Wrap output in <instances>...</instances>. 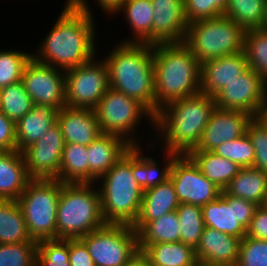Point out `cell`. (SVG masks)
Returning <instances> with one entry per match:
<instances>
[{"instance_id": "cell-1", "label": "cell", "mask_w": 267, "mask_h": 266, "mask_svg": "<svg viewBox=\"0 0 267 266\" xmlns=\"http://www.w3.org/2000/svg\"><path fill=\"white\" fill-rule=\"evenodd\" d=\"M86 2L66 1L52 30L43 40L38 55H32L35 60L66 71L96 56V25Z\"/></svg>"}, {"instance_id": "cell-2", "label": "cell", "mask_w": 267, "mask_h": 266, "mask_svg": "<svg viewBox=\"0 0 267 266\" xmlns=\"http://www.w3.org/2000/svg\"><path fill=\"white\" fill-rule=\"evenodd\" d=\"M215 108V99L202 92L161 107L153 126L163 134L164 152L188 155L195 150Z\"/></svg>"}, {"instance_id": "cell-3", "label": "cell", "mask_w": 267, "mask_h": 266, "mask_svg": "<svg viewBox=\"0 0 267 266\" xmlns=\"http://www.w3.org/2000/svg\"><path fill=\"white\" fill-rule=\"evenodd\" d=\"M105 58L110 88L137 100L154 117L153 45L121 42Z\"/></svg>"}, {"instance_id": "cell-4", "label": "cell", "mask_w": 267, "mask_h": 266, "mask_svg": "<svg viewBox=\"0 0 267 266\" xmlns=\"http://www.w3.org/2000/svg\"><path fill=\"white\" fill-rule=\"evenodd\" d=\"M156 114L169 102L201 92V64L184 42L153 45Z\"/></svg>"}, {"instance_id": "cell-5", "label": "cell", "mask_w": 267, "mask_h": 266, "mask_svg": "<svg viewBox=\"0 0 267 266\" xmlns=\"http://www.w3.org/2000/svg\"><path fill=\"white\" fill-rule=\"evenodd\" d=\"M92 187V183H62L56 239H80L106 225L100 192Z\"/></svg>"}, {"instance_id": "cell-6", "label": "cell", "mask_w": 267, "mask_h": 266, "mask_svg": "<svg viewBox=\"0 0 267 266\" xmlns=\"http://www.w3.org/2000/svg\"><path fill=\"white\" fill-rule=\"evenodd\" d=\"M99 179L102 180L98 190L106 224L132 226L144 193L132 172V147Z\"/></svg>"}, {"instance_id": "cell-7", "label": "cell", "mask_w": 267, "mask_h": 266, "mask_svg": "<svg viewBox=\"0 0 267 266\" xmlns=\"http://www.w3.org/2000/svg\"><path fill=\"white\" fill-rule=\"evenodd\" d=\"M245 31L225 15L188 24L184 43L200 64L243 51Z\"/></svg>"}, {"instance_id": "cell-8", "label": "cell", "mask_w": 267, "mask_h": 266, "mask_svg": "<svg viewBox=\"0 0 267 266\" xmlns=\"http://www.w3.org/2000/svg\"><path fill=\"white\" fill-rule=\"evenodd\" d=\"M61 188L62 182L56 179H32L17 199L33 241L56 239Z\"/></svg>"}, {"instance_id": "cell-9", "label": "cell", "mask_w": 267, "mask_h": 266, "mask_svg": "<svg viewBox=\"0 0 267 266\" xmlns=\"http://www.w3.org/2000/svg\"><path fill=\"white\" fill-rule=\"evenodd\" d=\"M94 111L102 133L120 136L132 146H140L133 137L135 135L131 134H134L140 118L148 116L154 123V117L142 104L112 88L104 94Z\"/></svg>"}, {"instance_id": "cell-10", "label": "cell", "mask_w": 267, "mask_h": 266, "mask_svg": "<svg viewBox=\"0 0 267 266\" xmlns=\"http://www.w3.org/2000/svg\"><path fill=\"white\" fill-rule=\"evenodd\" d=\"M95 266H123L138 250L137 232L125 224H106L82 236Z\"/></svg>"}, {"instance_id": "cell-11", "label": "cell", "mask_w": 267, "mask_h": 266, "mask_svg": "<svg viewBox=\"0 0 267 266\" xmlns=\"http://www.w3.org/2000/svg\"><path fill=\"white\" fill-rule=\"evenodd\" d=\"M95 61L65 71L66 107L94 110L109 90L106 63Z\"/></svg>"}, {"instance_id": "cell-12", "label": "cell", "mask_w": 267, "mask_h": 266, "mask_svg": "<svg viewBox=\"0 0 267 266\" xmlns=\"http://www.w3.org/2000/svg\"><path fill=\"white\" fill-rule=\"evenodd\" d=\"M258 206L252 201L230 196L222 190L220 196L201 208L206 227L242 240Z\"/></svg>"}, {"instance_id": "cell-13", "label": "cell", "mask_w": 267, "mask_h": 266, "mask_svg": "<svg viewBox=\"0 0 267 266\" xmlns=\"http://www.w3.org/2000/svg\"><path fill=\"white\" fill-rule=\"evenodd\" d=\"M21 81L34 104H47L57 110L66 107L65 71L31 57Z\"/></svg>"}, {"instance_id": "cell-14", "label": "cell", "mask_w": 267, "mask_h": 266, "mask_svg": "<svg viewBox=\"0 0 267 266\" xmlns=\"http://www.w3.org/2000/svg\"><path fill=\"white\" fill-rule=\"evenodd\" d=\"M169 179L180 204L202 207L215 200L222 191L200 172L188 155H178L174 159Z\"/></svg>"}, {"instance_id": "cell-15", "label": "cell", "mask_w": 267, "mask_h": 266, "mask_svg": "<svg viewBox=\"0 0 267 266\" xmlns=\"http://www.w3.org/2000/svg\"><path fill=\"white\" fill-rule=\"evenodd\" d=\"M267 98V83L248 68L226 85L215 97L216 108L242 111L255 116Z\"/></svg>"}, {"instance_id": "cell-16", "label": "cell", "mask_w": 267, "mask_h": 266, "mask_svg": "<svg viewBox=\"0 0 267 266\" xmlns=\"http://www.w3.org/2000/svg\"><path fill=\"white\" fill-rule=\"evenodd\" d=\"M64 145L61 128L56 122L22 152L29 176L32 179H56Z\"/></svg>"}, {"instance_id": "cell-17", "label": "cell", "mask_w": 267, "mask_h": 266, "mask_svg": "<svg viewBox=\"0 0 267 266\" xmlns=\"http://www.w3.org/2000/svg\"><path fill=\"white\" fill-rule=\"evenodd\" d=\"M253 118L250 113L215 108L193 151H213L220 144L243 136Z\"/></svg>"}, {"instance_id": "cell-18", "label": "cell", "mask_w": 267, "mask_h": 266, "mask_svg": "<svg viewBox=\"0 0 267 266\" xmlns=\"http://www.w3.org/2000/svg\"><path fill=\"white\" fill-rule=\"evenodd\" d=\"M154 16L152 45L184 42L188 23L183 0H150Z\"/></svg>"}, {"instance_id": "cell-19", "label": "cell", "mask_w": 267, "mask_h": 266, "mask_svg": "<svg viewBox=\"0 0 267 266\" xmlns=\"http://www.w3.org/2000/svg\"><path fill=\"white\" fill-rule=\"evenodd\" d=\"M241 239L209 227L204 228L195 248L198 264L204 266H236Z\"/></svg>"}, {"instance_id": "cell-20", "label": "cell", "mask_w": 267, "mask_h": 266, "mask_svg": "<svg viewBox=\"0 0 267 266\" xmlns=\"http://www.w3.org/2000/svg\"><path fill=\"white\" fill-rule=\"evenodd\" d=\"M248 68L243 51L205 61L201 64V92L214 98Z\"/></svg>"}, {"instance_id": "cell-21", "label": "cell", "mask_w": 267, "mask_h": 266, "mask_svg": "<svg viewBox=\"0 0 267 266\" xmlns=\"http://www.w3.org/2000/svg\"><path fill=\"white\" fill-rule=\"evenodd\" d=\"M57 123L65 143L88 146L103 134L93 109L63 107L58 110Z\"/></svg>"}, {"instance_id": "cell-22", "label": "cell", "mask_w": 267, "mask_h": 266, "mask_svg": "<svg viewBox=\"0 0 267 266\" xmlns=\"http://www.w3.org/2000/svg\"><path fill=\"white\" fill-rule=\"evenodd\" d=\"M132 147L120 136L103 133L87 148L89 164V183L96 184Z\"/></svg>"}, {"instance_id": "cell-23", "label": "cell", "mask_w": 267, "mask_h": 266, "mask_svg": "<svg viewBox=\"0 0 267 266\" xmlns=\"http://www.w3.org/2000/svg\"><path fill=\"white\" fill-rule=\"evenodd\" d=\"M180 205L170 179L158 186L144 190L138 216L133 229L138 232L146 223L175 211Z\"/></svg>"}, {"instance_id": "cell-24", "label": "cell", "mask_w": 267, "mask_h": 266, "mask_svg": "<svg viewBox=\"0 0 267 266\" xmlns=\"http://www.w3.org/2000/svg\"><path fill=\"white\" fill-rule=\"evenodd\" d=\"M58 110L47 104H34L31 110L15 123L17 150L23 152L33 145L57 122Z\"/></svg>"}, {"instance_id": "cell-25", "label": "cell", "mask_w": 267, "mask_h": 266, "mask_svg": "<svg viewBox=\"0 0 267 266\" xmlns=\"http://www.w3.org/2000/svg\"><path fill=\"white\" fill-rule=\"evenodd\" d=\"M31 180L21 152L0 151L1 200H17Z\"/></svg>"}, {"instance_id": "cell-26", "label": "cell", "mask_w": 267, "mask_h": 266, "mask_svg": "<svg viewBox=\"0 0 267 266\" xmlns=\"http://www.w3.org/2000/svg\"><path fill=\"white\" fill-rule=\"evenodd\" d=\"M224 191L230 196L252 201L257 205H265L267 173L254 167H243Z\"/></svg>"}, {"instance_id": "cell-27", "label": "cell", "mask_w": 267, "mask_h": 266, "mask_svg": "<svg viewBox=\"0 0 267 266\" xmlns=\"http://www.w3.org/2000/svg\"><path fill=\"white\" fill-rule=\"evenodd\" d=\"M188 156L200 172L220 190H224L241 169L237 163L218 156L213 151H191Z\"/></svg>"}, {"instance_id": "cell-28", "label": "cell", "mask_w": 267, "mask_h": 266, "mask_svg": "<svg viewBox=\"0 0 267 266\" xmlns=\"http://www.w3.org/2000/svg\"><path fill=\"white\" fill-rule=\"evenodd\" d=\"M139 146H132V172L137 183L143 190L158 186L170 178L172 164L178 154L164 152L168 163L159 171L156 160L150 156H143Z\"/></svg>"}, {"instance_id": "cell-29", "label": "cell", "mask_w": 267, "mask_h": 266, "mask_svg": "<svg viewBox=\"0 0 267 266\" xmlns=\"http://www.w3.org/2000/svg\"><path fill=\"white\" fill-rule=\"evenodd\" d=\"M142 252L149 265L157 266H197L195 249L182 242L156 243L147 245Z\"/></svg>"}, {"instance_id": "cell-30", "label": "cell", "mask_w": 267, "mask_h": 266, "mask_svg": "<svg viewBox=\"0 0 267 266\" xmlns=\"http://www.w3.org/2000/svg\"><path fill=\"white\" fill-rule=\"evenodd\" d=\"M153 6L150 0H124L115 12H125L127 21L135 33L131 41L126 39L125 43H146L152 45V22ZM119 11V12H118Z\"/></svg>"}, {"instance_id": "cell-31", "label": "cell", "mask_w": 267, "mask_h": 266, "mask_svg": "<svg viewBox=\"0 0 267 266\" xmlns=\"http://www.w3.org/2000/svg\"><path fill=\"white\" fill-rule=\"evenodd\" d=\"M35 242L28 234L17 200L0 199V244Z\"/></svg>"}, {"instance_id": "cell-32", "label": "cell", "mask_w": 267, "mask_h": 266, "mask_svg": "<svg viewBox=\"0 0 267 266\" xmlns=\"http://www.w3.org/2000/svg\"><path fill=\"white\" fill-rule=\"evenodd\" d=\"M137 240L139 251L149 244L180 242V224L176 210L146 223L137 232Z\"/></svg>"}, {"instance_id": "cell-33", "label": "cell", "mask_w": 267, "mask_h": 266, "mask_svg": "<svg viewBox=\"0 0 267 266\" xmlns=\"http://www.w3.org/2000/svg\"><path fill=\"white\" fill-rule=\"evenodd\" d=\"M62 183H89V164L86 146L65 143L59 175Z\"/></svg>"}, {"instance_id": "cell-34", "label": "cell", "mask_w": 267, "mask_h": 266, "mask_svg": "<svg viewBox=\"0 0 267 266\" xmlns=\"http://www.w3.org/2000/svg\"><path fill=\"white\" fill-rule=\"evenodd\" d=\"M266 0H228L224 15L244 31L261 29L264 25Z\"/></svg>"}, {"instance_id": "cell-35", "label": "cell", "mask_w": 267, "mask_h": 266, "mask_svg": "<svg viewBox=\"0 0 267 266\" xmlns=\"http://www.w3.org/2000/svg\"><path fill=\"white\" fill-rule=\"evenodd\" d=\"M243 52L248 67L257 72L267 83V29L245 31Z\"/></svg>"}, {"instance_id": "cell-36", "label": "cell", "mask_w": 267, "mask_h": 266, "mask_svg": "<svg viewBox=\"0 0 267 266\" xmlns=\"http://www.w3.org/2000/svg\"><path fill=\"white\" fill-rule=\"evenodd\" d=\"M33 105L22 81L2 87L0 90V111L15 123L23 118Z\"/></svg>"}, {"instance_id": "cell-37", "label": "cell", "mask_w": 267, "mask_h": 266, "mask_svg": "<svg viewBox=\"0 0 267 266\" xmlns=\"http://www.w3.org/2000/svg\"><path fill=\"white\" fill-rule=\"evenodd\" d=\"M176 212L180 224V242L195 249L205 228L201 206L181 203Z\"/></svg>"}, {"instance_id": "cell-38", "label": "cell", "mask_w": 267, "mask_h": 266, "mask_svg": "<svg viewBox=\"0 0 267 266\" xmlns=\"http://www.w3.org/2000/svg\"><path fill=\"white\" fill-rule=\"evenodd\" d=\"M213 152L218 156L237 163L241 168L253 167L255 152L247 134L220 144Z\"/></svg>"}, {"instance_id": "cell-39", "label": "cell", "mask_w": 267, "mask_h": 266, "mask_svg": "<svg viewBox=\"0 0 267 266\" xmlns=\"http://www.w3.org/2000/svg\"><path fill=\"white\" fill-rule=\"evenodd\" d=\"M36 266H70L69 239L37 242Z\"/></svg>"}, {"instance_id": "cell-40", "label": "cell", "mask_w": 267, "mask_h": 266, "mask_svg": "<svg viewBox=\"0 0 267 266\" xmlns=\"http://www.w3.org/2000/svg\"><path fill=\"white\" fill-rule=\"evenodd\" d=\"M32 54L22 51H0V88L21 81L23 70Z\"/></svg>"}, {"instance_id": "cell-41", "label": "cell", "mask_w": 267, "mask_h": 266, "mask_svg": "<svg viewBox=\"0 0 267 266\" xmlns=\"http://www.w3.org/2000/svg\"><path fill=\"white\" fill-rule=\"evenodd\" d=\"M37 242L0 244V266H36Z\"/></svg>"}, {"instance_id": "cell-42", "label": "cell", "mask_w": 267, "mask_h": 266, "mask_svg": "<svg viewBox=\"0 0 267 266\" xmlns=\"http://www.w3.org/2000/svg\"><path fill=\"white\" fill-rule=\"evenodd\" d=\"M187 23L224 15L228 0H183Z\"/></svg>"}, {"instance_id": "cell-43", "label": "cell", "mask_w": 267, "mask_h": 266, "mask_svg": "<svg viewBox=\"0 0 267 266\" xmlns=\"http://www.w3.org/2000/svg\"><path fill=\"white\" fill-rule=\"evenodd\" d=\"M236 266H267V240L245 236L240 242Z\"/></svg>"}, {"instance_id": "cell-44", "label": "cell", "mask_w": 267, "mask_h": 266, "mask_svg": "<svg viewBox=\"0 0 267 266\" xmlns=\"http://www.w3.org/2000/svg\"><path fill=\"white\" fill-rule=\"evenodd\" d=\"M255 152L254 168L267 173V130L254 118L247 127V132Z\"/></svg>"}, {"instance_id": "cell-45", "label": "cell", "mask_w": 267, "mask_h": 266, "mask_svg": "<svg viewBox=\"0 0 267 266\" xmlns=\"http://www.w3.org/2000/svg\"><path fill=\"white\" fill-rule=\"evenodd\" d=\"M17 150L15 122L0 111V151Z\"/></svg>"}, {"instance_id": "cell-46", "label": "cell", "mask_w": 267, "mask_h": 266, "mask_svg": "<svg viewBox=\"0 0 267 266\" xmlns=\"http://www.w3.org/2000/svg\"><path fill=\"white\" fill-rule=\"evenodd\" d=\"M246 236L267 240V205H259L255 211Z\"/></svg>"}, {"instance_id": "cell-47", "label": "cell", "mask_w": 267, "mask_h": 266, "mask_svg": "<svg viewBox=\"0 0 267 266\" xmlns=\"http://www.w3.org/2000/svg\"><path fill=\"white\" fill-rule=\"evenodd\" d=\"M70 266H95L86 245L80 239H69Z\"/></svg>"}, {"instance_id": "cell-48", "label": "cell", "mask_w": 267, "mask_h": 266, "mask_svg": "<svg viewBox=\"0 0 267 266\" xmlns=\"http://www.w3.org/2000/svg\"><path fill=\"white\" fill-rule=\"evenodd\" d=\"M123 266H149V260L142 251H138Z\"/></svg>"}, {"instance_id": "cell-49", "label": "cell", "mask_w": 267, "mask_h": 266, "mask_svg": "<svg viewBox=\"0 0 267 266\" xmlns=\"http://www.w3.org/2000/svg\"><path fill=\"white\" fill-rule=\"evenodd\" d=\"M100 7L106 12L115 15L117 9L121 6L124 0H96Z\"/></svg>"}, {"instance_id": "cell-50", "label": "cell", "mask_w": 267, "mask_h": 266, "mask_svg": "<svg viewBox=\"0 0 267 266\" xmlns=\"http://www.w3.org/2000/svg\"><path fill=\"white\" fill-rule=\"evenodd\" d=\"M254 119L264 128L267 130V98L257 111Z\"/></svg>"}, {"instance_id": "cell-51", "label": "cell", "mask_w": 267, "mask_h": 266, "mask_svg": "<svg viewBox=\"0 0 267 266\" xmlns=\"http://www.w3.org/2000/svg\"><path fill=\"white\" fill-rule=\"evenodd\" d=\"M264 29H267V0H266V9H265V18H264Z\"/></svg>"}]
</instances>
